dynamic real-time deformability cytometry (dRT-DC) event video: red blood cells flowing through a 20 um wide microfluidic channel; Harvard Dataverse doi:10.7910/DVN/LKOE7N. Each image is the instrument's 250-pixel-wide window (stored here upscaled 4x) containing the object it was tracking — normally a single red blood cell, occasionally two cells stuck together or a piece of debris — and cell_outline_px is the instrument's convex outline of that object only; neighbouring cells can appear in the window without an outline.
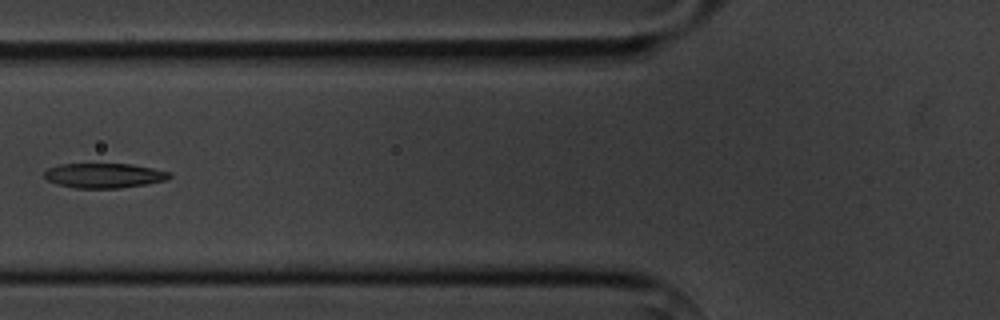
{"species": "common noctule bat (a hibernating species)", "species_latin": "Nyctalus noctula", "temperature_condition": "cold", "stored_images_in_passage": 7, "camera_frame_rate_fps": 3000, "um_per_image_px": 0.085, "animal": {"sex": "male", "body_mass_g": 20.1, "forearm_length_mm": 53.5}, "frame": {"image": 1, "passage_image": 6, "time_ms": 6.667, "image_size_px": [1000, 320], "cell_outline_px": [[172, 176], [168, 180], [120, 188], [76, 188], [56, 184], [48, 180], [44, 176], [44, 172], [48, 168], [60, 164], [132, 164], [172, 172]], "centroid_in_image_um": [8.87, 14.92], "position_along_channel_um": 116.9, "area_um2": 18.09}}
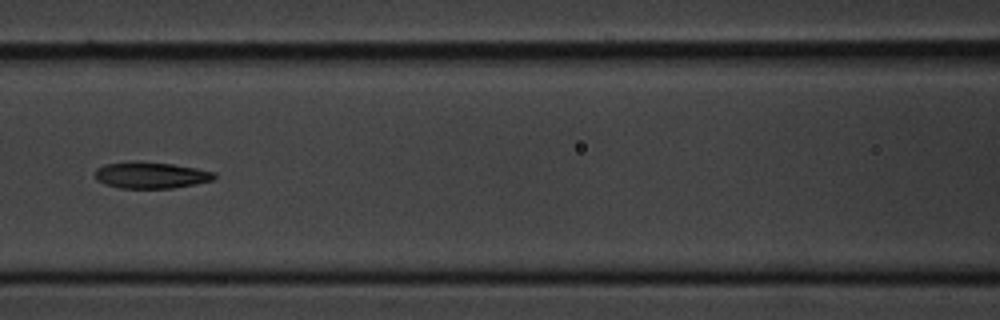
{"frame": {"image": 2, "passage_image": 7, "time_ms": 7.667, "image_size_px": [1000, 320], "cell_outline_px": [[216, 176], [212, 180], [172, 188], [120, 188], [104, 184], [96, 180], [96, 168], [104, 164], [136, 160], [172, 164], [196, 168], [216, 172]], "centroid_in_image_um": [12.79, 14.87], "position_along_channel_um": 153.8, "area_um2": 18.44}}